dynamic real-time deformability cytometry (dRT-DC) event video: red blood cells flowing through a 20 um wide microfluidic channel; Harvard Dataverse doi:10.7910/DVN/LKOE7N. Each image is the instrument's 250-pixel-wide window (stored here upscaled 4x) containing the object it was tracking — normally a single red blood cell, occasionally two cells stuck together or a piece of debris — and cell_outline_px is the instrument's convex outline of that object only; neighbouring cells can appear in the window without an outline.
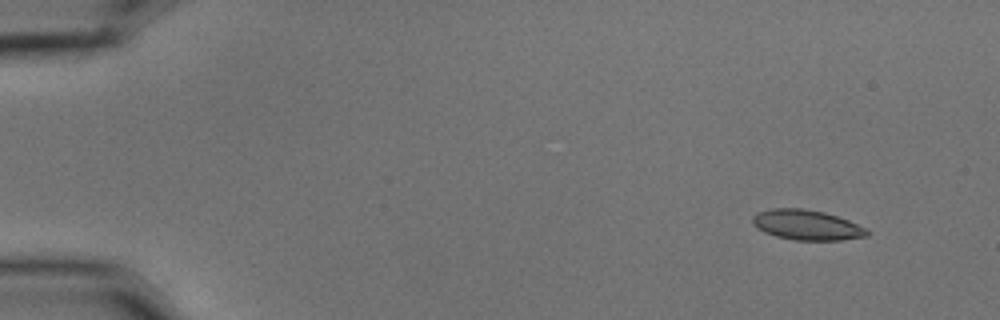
{"species": "common noctule bat (a hibernating species)", "species_latin": "Nyctalus noctula", "temperature_condition": "cold", "stored_images_in_passage": 3, "camera_frame_rate_fps": 3000, "um_per_image_px": 0.085, "animal": {"sex": "male", "body_mass_g": 15.6}, "frame": {"image": 1, "passage_image": 1, "time_ms": 0.0, "image_size_px": [1000, 320], "cell_outline_px": [[868, 236], [840, 240], [796, 240], [776, 236], [764, 232], [756, 228], [752, 224], [752, 216], [756, 212], [772, 208], [804, 208], [824, 212], [848, 220], [864, 228], [868, 232]], "centroid_in_image_um": [68.51, 19.11], "position_along_channel_um": 16.5, "area_um2": 20.06}}